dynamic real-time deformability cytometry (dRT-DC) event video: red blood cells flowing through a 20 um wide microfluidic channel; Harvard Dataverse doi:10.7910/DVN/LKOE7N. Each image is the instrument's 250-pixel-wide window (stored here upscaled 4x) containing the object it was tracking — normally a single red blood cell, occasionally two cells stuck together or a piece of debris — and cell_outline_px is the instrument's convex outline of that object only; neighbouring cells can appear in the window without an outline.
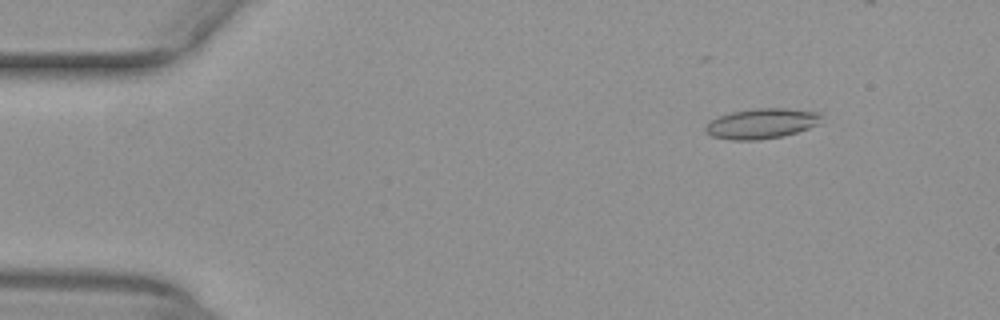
{"species": "common noctule bat (a hibernating species)", "species_latin": "Nyctalus noctula", "temperature_condition": "warm", "stored_images_in_passage": 46, "camera_frame_rate_fps": 3000, "um_per_image_px": 0.085, "animal": {"sex": "female", "body_mass_g": 29.2, "forearm_length_mm": 56.3}, "frame": {"image": 1, "passage_image": 7, "time_ms": 2.0, "image_size_px": [1000, 320], "cell_outline_px": [[824, 116], [816, 124], [808, 128], [784, 136], [760, 140], [732, 140], [712, 136], [704, 132], [704, 128], [712, 120], [720, 116], [732, 112], [756, 108], [784, 108], [824, 112]], "centroid_in_image_um": [64.77, 10.5], "position_along_channel_um": 20.2, "area_um2": 20.46}}
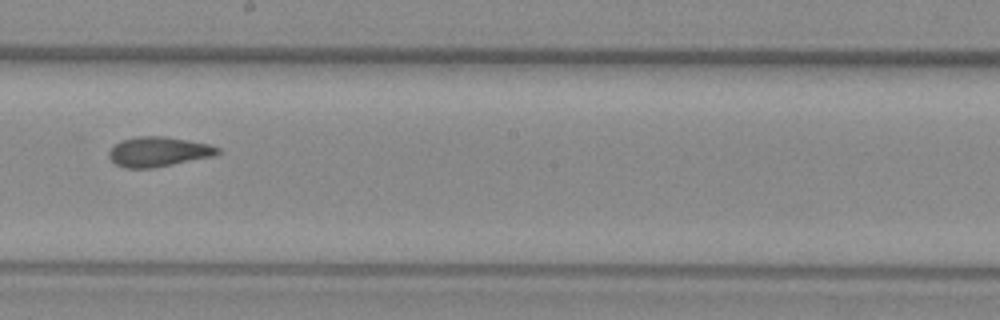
{"frame": {"image": 2, "passage_image": 30, "time_ms": 9.667, "image_size_px": [1000, 320], "cell_outline_px": [[220, 152], [212, 156], [152, 168], [124, 168], [116, 164], [108, 156], [108, 152], [120, 140], [136, 136], [164, 136], [188, 140], [208, 144], [220, 148]], "centroid_in_image_um": [13.43, 12.89], "position_along_channel_um": 234.8, "area_um2": 18.73}}
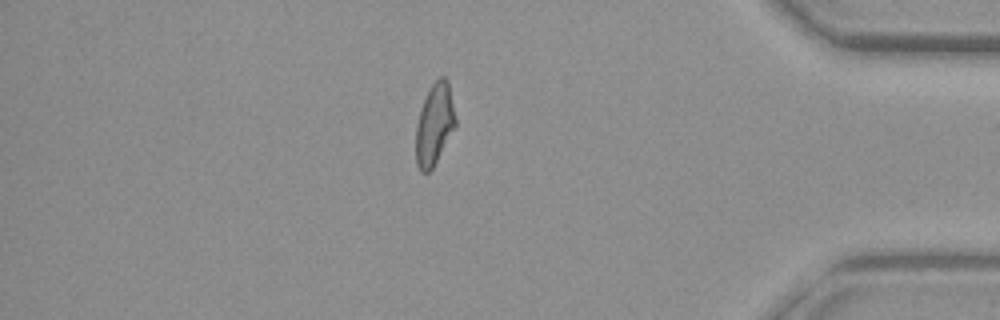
{"frame": {"image": 3, "passage_image": 45, "time_ms": 14.667, "image_size_px": [1000, 320], "cell_outline_px": [[456, 128], [432, 168], [428, 172], [420, 172], [416, 164], [416, 124], [420, 108], [428, 88], [440, 76], [444, 76], [448, 80], [456, 120]], "centroid_in_image_um": [36.93, 10.56], "position_along_channel_um": 398.3, "area_um2": 19.02}}